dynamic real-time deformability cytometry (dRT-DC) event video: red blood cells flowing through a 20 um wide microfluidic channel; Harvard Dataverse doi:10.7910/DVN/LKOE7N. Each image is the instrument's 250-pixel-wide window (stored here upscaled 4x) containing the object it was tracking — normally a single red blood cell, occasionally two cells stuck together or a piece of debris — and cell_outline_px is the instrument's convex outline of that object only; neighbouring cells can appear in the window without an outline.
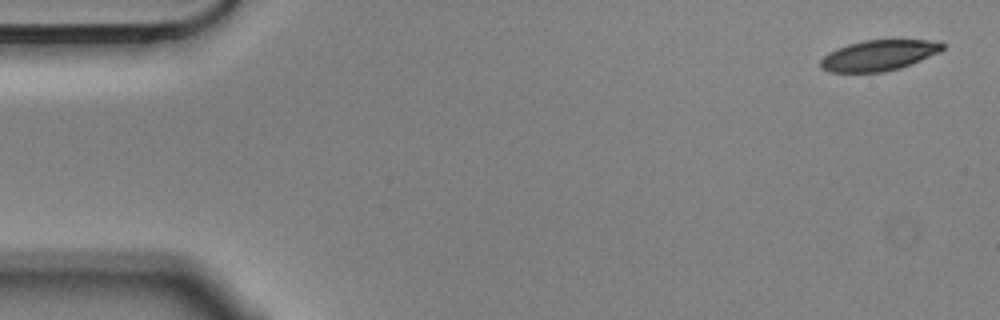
{"species": "Egyptian fruit bat (a non-hibernating species)", "species_latin": "Rousettus aegyptiacus", "temperature_condition": "cold", "stored_images_in_passage": 4, "camera_frame_rate_fps": 3000, "um_per_image_px": 0.085, "animal": {"sex": "male"}, "frame": {"image": 1, "passage_image": 1, "time_ms": 0.0, "image_size_px": [1000, 320], "cell_outline_px": [[944, 48], [940, 52], [900, 68], [884, 72], [828, 72], [820, 68], [820, 60], [828, 52], [836, 48], [848, 44], [864, 40], [940, 40], [944, 44]], "centroid_in_image_um": [74.68, 4.7], "position_along_channel_um": 10.3, "area_um2": 21.91}}
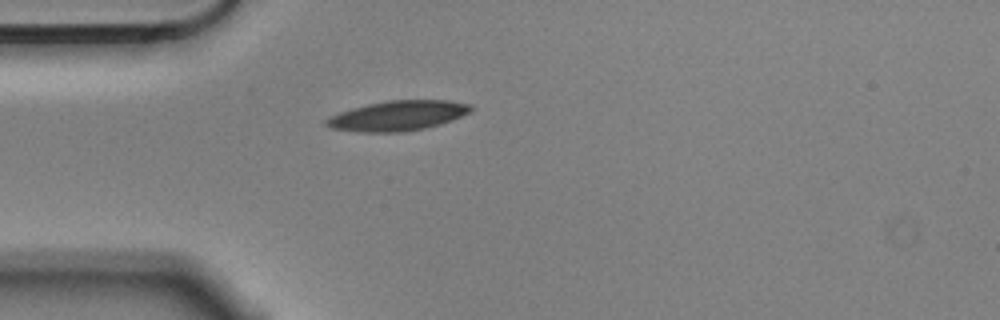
{"frame": {"image": 2, "passage_image": 4, "time_ms": 1.0, "image_size_px": [1000, 320], "cell_outline_px": [[472, 108], [468, 112], [452, 120], [440, 124], [424, 128], [404, 132], [356, 132], [332, 128], [324, 124], [324, 120], [328, 116], [352, 108], [368, 104], [388, 100], [448, 100], [472, 104]], "centroid_in_image_um": [33.77, 9.83], "position_along_channel_um": 51.2, "area_um2": 25.26}}